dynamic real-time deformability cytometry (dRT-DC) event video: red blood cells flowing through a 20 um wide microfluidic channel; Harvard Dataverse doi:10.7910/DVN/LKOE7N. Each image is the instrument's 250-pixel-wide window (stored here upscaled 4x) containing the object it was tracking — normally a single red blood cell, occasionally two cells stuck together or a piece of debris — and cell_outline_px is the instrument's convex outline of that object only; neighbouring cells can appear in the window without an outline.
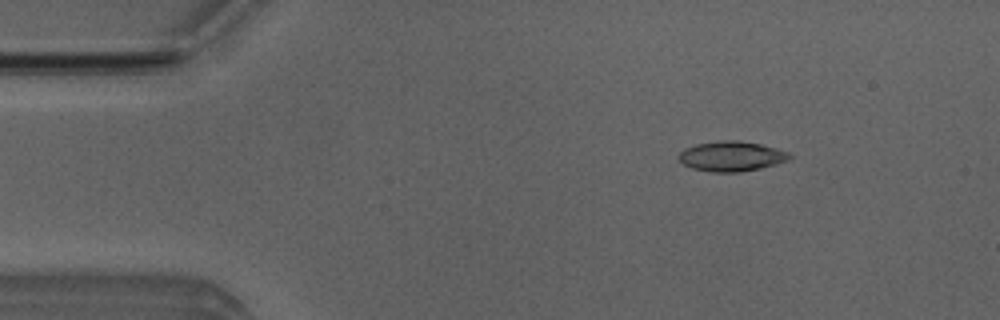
{"species": "Egyptian fruit bat (a non-hibernating species)", "species_latin": "Rousettus aegyptiacus", "temperature_condition": "room temperature", "stored_images_in_passage": 45, "camera_frame_rate_fps": 3000, "um_per_image_px": 0.085, "animal": {"sex": "male"}, "frame": {"image": 1, "passage_image": 1, "time_ms": 0.0, "image_size_px": [1000, 320], "cell_outline_px": [[792, 156], [788, 160], [776, 164], [760, 168], [740, 172], [712, 172], [692, 168], [684, 164], [676, 156], [684, 148], [696, 144], [720, 140], [740, 140], [760, 144], [776, 148], [788, 152]], "centroid_in_image_um": [62.16, 13.27], "position_along_channel_um": 22.8, "area_um2": 19.42}}
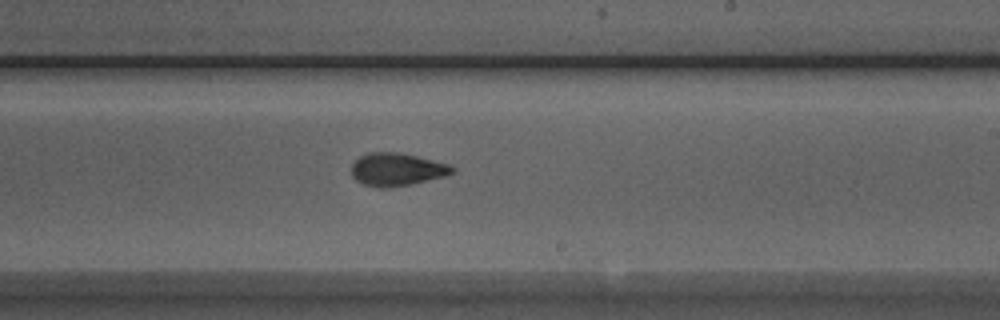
{"frame": {"image": 2, "passage_image": 24, "time_ms": 7.667, "image_size_px": [1000, 320], "cell_outline_px": [[456, 172], [444, 176], [412, 184], [388, 188], [376, 188], [364, 184], [356, 180], [352, 176], [352, 164], [360, 156], [368, 152], [400, 152], [448, 164], [456, 168]], "centroid_in_image_um": [33.73, 14.41], "position_along_channel_um": 255.3, "area_um2": 19.36}}
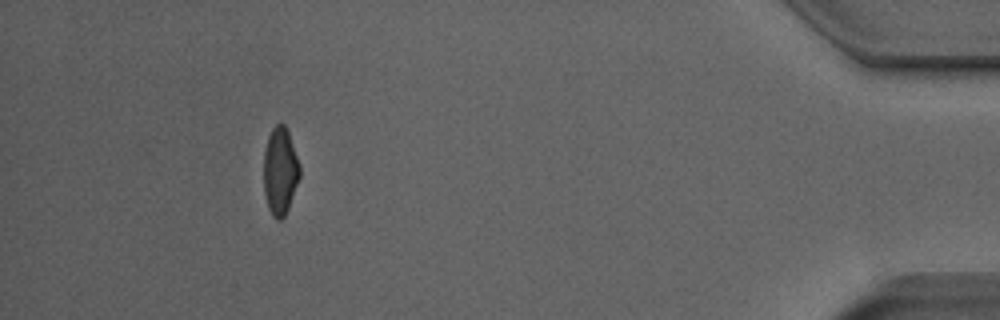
{"frame": {"image": 3, "passage_image": 41, "time_ms": 13.333, "image_size_px": [1000, 320], "cell_outline_px": [[300, 176], [288, 208], [284, 216], [280, 220], [276, 220], [272, 216], [268, 208], [264, 196], [264, 148], [268, 136], [272, 128], [276, 124], [284, 124], [288, 132], [300, 164]], "centroid_in_image_um": [23.8, 14.55], "position_along_channel_um": 411.4, "area_um2": 18.44}, "authors_computed_cell_mechanics": {"area_um2": 19.1318, "velocity_mm_per_s": 3.936, "shape_relaxation_time_tau1_ms": 5.7421, "shape_relaxation_time_tau2_ms": 2.2724, "deformation_change_tau1": 0.188, "deformation_change_tau2": 0.0913}}